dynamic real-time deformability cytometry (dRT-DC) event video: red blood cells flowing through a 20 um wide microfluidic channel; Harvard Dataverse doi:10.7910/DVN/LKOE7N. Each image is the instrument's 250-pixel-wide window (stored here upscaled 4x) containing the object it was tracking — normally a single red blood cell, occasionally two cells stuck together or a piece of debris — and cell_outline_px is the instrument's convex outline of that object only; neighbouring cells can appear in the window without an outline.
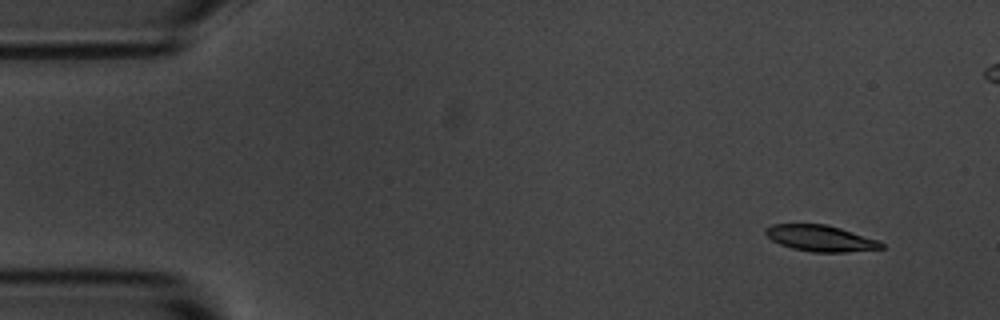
{"species": "common noctule bat (a hibernating species)", "species_latin": "Nyctalus noctula", "temperature_condition": "room temperature", "stored_images_in_passage": 52, "camera_frame_rate_fps": 3000, "um_per_image_px": 0.085, "animal": {"sex": "male", "body_mass_g": 20.1, "forearm_length_mm": 53.5}, "frame": {"image": 1, "passage_image": 1, "time_ms": 0.0, "image_size_px": [1000, 320], "cell_outline_px": [[884, 248], [848, 252], [812, 252], [792, 248], [780, 244], [772, 240], [764, 232], [764, 228], [772, 224], [828, 224], [880, 240], [884, 244]], "centroid_in_image_um": [69.77, 20.25], "position_along_channel_um": 15.2, "area_um2": 17.8}}
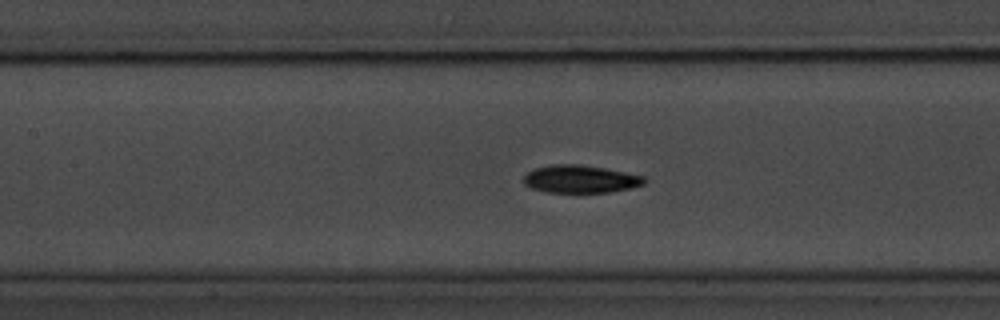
{"frame": {"image": 2, "passage_image": 21, "time_ms": 6.667, "image_size_px": [1000, 320], "cell_outline_px": [[644, 184], [628, 188], [608, 192], [544, 192], [532, 188], [524, 184], [524, 176], [532, 168], [552, 164], [580, 164], [604, 168], [644, 176]], "centroid_in_image_um": [49.27, 15.21], "position_along_channel_um": 158.1, "area_um2": 19.36}}
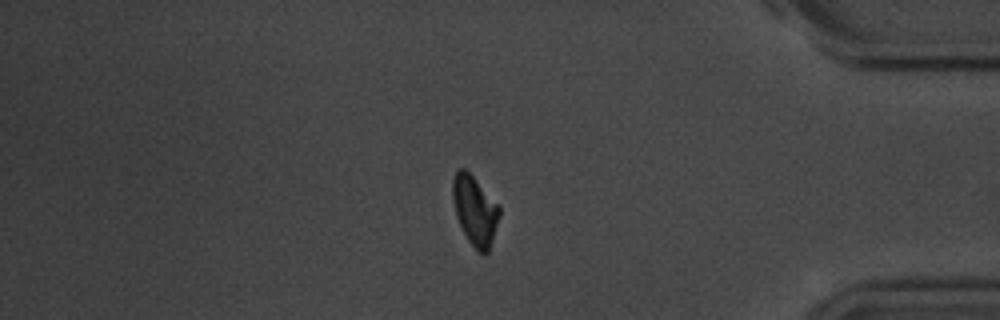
{"frame": {"image": 3, "passage_image": 43, "time_ms": 14.0, "image_size_px": [1000, 320], "cell_outline_px": [[500, 216], [488, 252], [484, 256], [468, 240], [456, 216], [452, 196], [452, 180], [456, 172], [460, 168], [464, 168], [472, 176], [500, 208]], "centroid_in_image_um": [40.35, 17.9], "position_along_channel_um": 394.8, "area_um2": 18.38}, "authors_computed_cell_mechanics": {"area_um2": 19.363, "velocity_mm_per_s": 3.6496, "shape_relaxation_time_tau1_ms": 2.7939, "shape_relaxation_time_tau2_ms": 5.4008, "deformation_change_tau1": 0.122, "deformation_change_tau2": 0.0917}}